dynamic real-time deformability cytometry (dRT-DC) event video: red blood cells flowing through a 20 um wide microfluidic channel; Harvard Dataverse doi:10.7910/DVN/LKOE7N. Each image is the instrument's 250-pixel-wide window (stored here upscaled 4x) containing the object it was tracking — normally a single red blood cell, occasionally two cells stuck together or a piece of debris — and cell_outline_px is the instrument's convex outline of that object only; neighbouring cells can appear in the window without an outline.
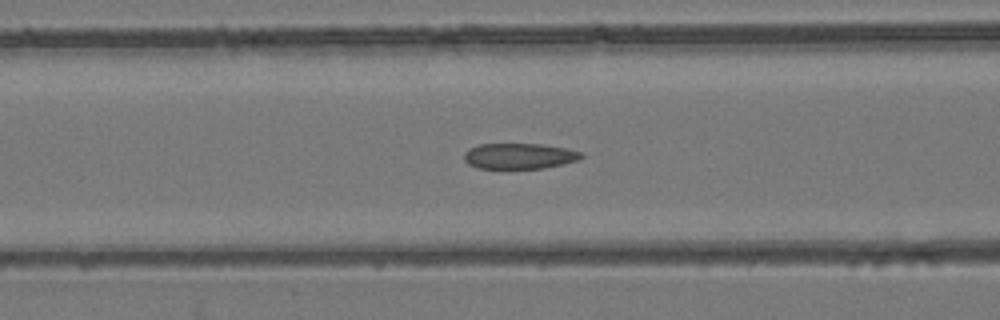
{"species": "common noctule bat (a hibernating species)", "species_latin": "Nyctalus noctula", "temperature_condition": "room temperature", "stored_images_in_passage": 40, "camera_frame_rate_fps": 3000, "um_per_image_px": 0.085, "animal": {"sex": "female", "body_mass_g": 24.6, "forearm_length_mm": 56.2}, "frame": {"image": 1, "passage_image": 8, "time_ms": 2.333, "image_size_px": [1000, 320], "cell_outline_px": [[584, 156], [576, 160], [544, 168], [476, 168], [468, 164], [464, 160], [464, 152], [468, 148], [480, 144], [540, 144], [564, 148], [584, 152]], "centroid_in_image_um": [44.1, 13.26], "position_along_channel_um": 122.5, "area_um2": 17.46}}
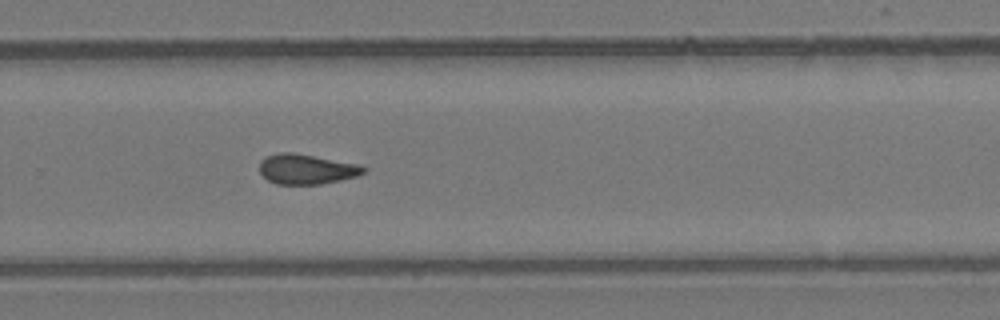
{"frame": {"image": 2, "passage_image": 22, "time_ms": 7.0, "image_size_px": [1000, 320], "cell_outline_px": [[368, 168], [364, 172], [356, 176], [340, 180], [320, 184], [276, 184], [268, 180], [260, 172], [260, 160], [268, 156], [280, 152], [292, 152], [356, 164]], "centroid_in_image_um": [26.02, 14.38], "position_along_channel_um": 303.8, "area_um2": 17.92}}
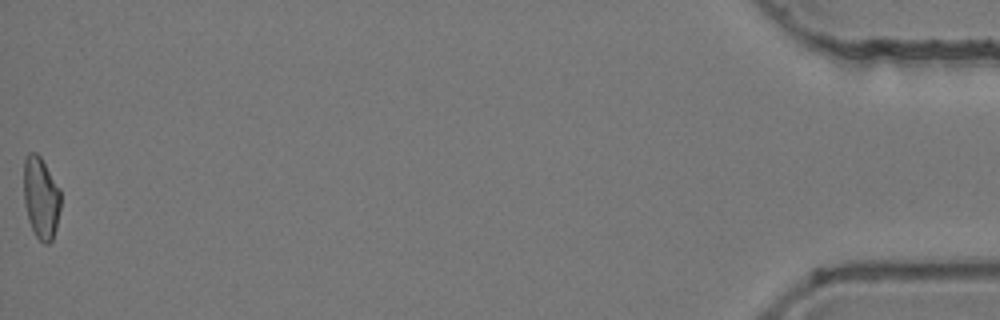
{"frame": {"image": 3, "passage_image": 40, "time_ms": 13.0, "image_size_px": [1000, 320], "cell_outline_px": [[60, 208], [56, 228], [52, 240], [48, 244], [44, 244], [36, 236], [28, 220], [24, 204], [24, 160], [28, 152], [36, 152], [40, 156], [60, 188]], "centroid_in_image_um": [3.48, 16.81], "position_along_channel_um": 431.7, "area_um2": 17.69}, "authors_computed_cell_mechanics": {"area_um2": 18.0625, "velocity_mm_per_s": 3.8882, "shape_relaxation_time_tau1_ms": null, "shape_relaxation_time_tau2_ms": 2.7918, "deformation_change_tau1": null, "deformation_change_tau2": 0.0746}}